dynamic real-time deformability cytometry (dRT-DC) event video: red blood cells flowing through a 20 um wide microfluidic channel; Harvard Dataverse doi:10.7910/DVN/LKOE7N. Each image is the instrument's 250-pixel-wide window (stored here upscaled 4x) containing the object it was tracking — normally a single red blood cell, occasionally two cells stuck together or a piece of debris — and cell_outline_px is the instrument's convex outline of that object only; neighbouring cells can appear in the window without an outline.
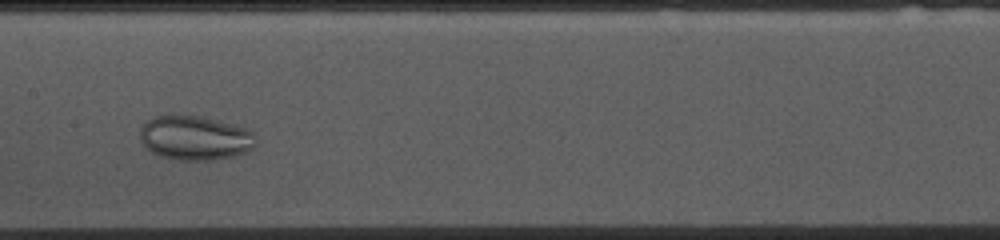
{"species": "common noctule bat (a hibernating species)", "species_latin": "Nyctalus noctula", "temperature_condition": "cold", "stored_images_in_passage": 39, "camera_frame_rate_fps": 3000, "um_per_image_px": 0.085, "animal": {"sex": "female", "body_mass_g": 10.0, "forearm_length_mm": 53.1}, "frame": {"image": 1, "passage_image": 21, "time_ms": 6.667, "image_size_px": [1000, 240], "cell_outline_px": [[256, 144], [252, 148], [236, 156], [216, 160], [176, 160], [160, 156], [152, 152], [140, 140], [140, 128], [152, 116], [184, 112], [236, 124], [252, 132]], "centroid_in_image_um": [16.55, 11.68], "position_along_channel_um": 190.9, "area_um2": 30.63}}
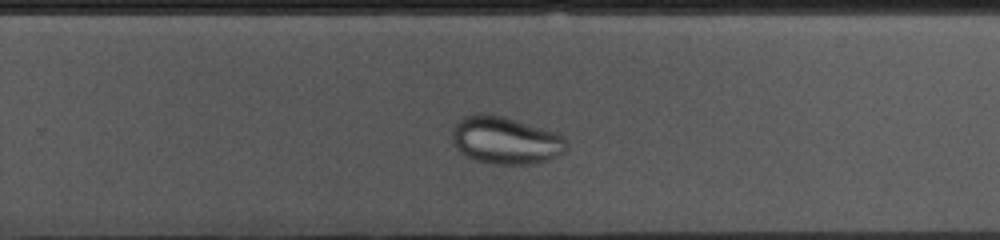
{"frame": {"image": 2, "passage_image": 29, "time_ms": 9.333, "image_size_px": [1000, 240], "cell_outline_px": [[568, 148], [564, 152], [548, 160], [528, 164], [492, 164], [476, 160], [460, 152], [456, 148], [452, 140], [452, 128], [464, 116], [480, 112], [500, 116], [516, 120], [556, 132], [564, 136], [568, 144]], "centroid_in_image_um": [42.97, 11.93], "position_along_channel_um": 286.8, "area_um2": 31.62}}
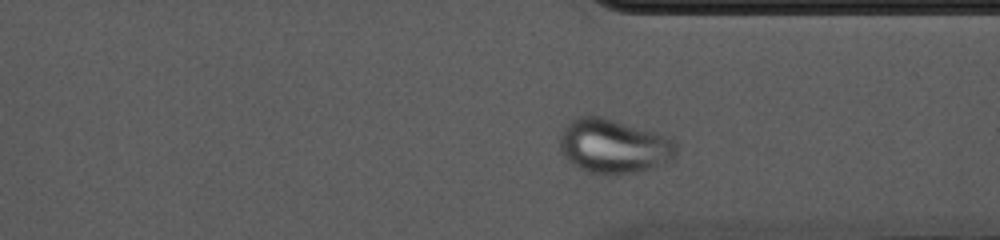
{"frame": {"image": 3, "passage_image": 35, "time_ms": 11.333, "image_size_px": [1000, 240], "cell_outline_px": [[676, 152], [672, 160], [652, 168], [640, 172], [616, 176], [588, 172], [572, 164], [560, 152], [560, 132], [568, 120], [576, 116], [600, 116], [656, 132], [668, 136], [676, 144]], "centroid_in_image_um": [52.14, 12.43], "position_along_channel_um": 359.3, "area_um2": 37.34}}